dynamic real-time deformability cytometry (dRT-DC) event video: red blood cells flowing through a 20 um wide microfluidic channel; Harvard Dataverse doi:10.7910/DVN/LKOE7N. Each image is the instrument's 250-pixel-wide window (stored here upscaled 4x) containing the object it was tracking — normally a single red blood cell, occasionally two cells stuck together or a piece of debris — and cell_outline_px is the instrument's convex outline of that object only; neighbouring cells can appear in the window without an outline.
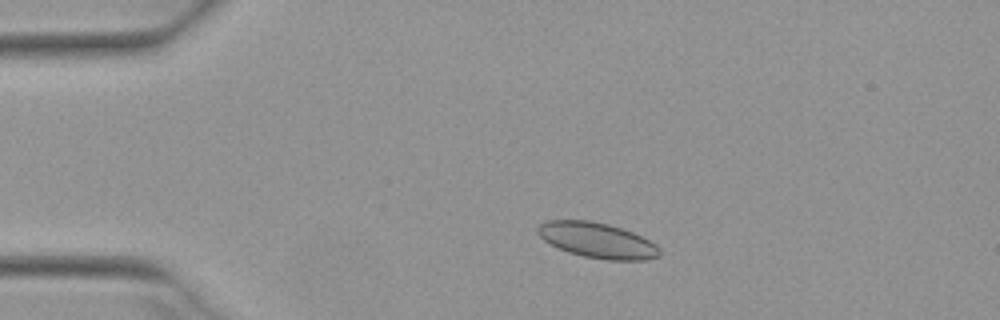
{"species": "Egyptian fruit bat (a non-hibernating species)", "species_latin": "Rousettus aegyptiacus", "temperature_condition": "warm", "stored_images_in_passage": 50, "camera_frame_rate_fps": 3000, "um_per_image_px": 0.085, "animal": {"sex": "female"}, "frame": {"image": 1, "passage_image": 9, "time_ms": 2.667, "image_size_px": [1000, 320], "cell_outline_px": [[660, 256], [648, 260], [604, 260], [584, 256], [568, 252], [556, 248], [544, 240], [536, 232], [536, 228], [540, 224], [548, 220], [588, 220], [608, 224], [632, 232], [656, 244], [660, 248]], "centroid_in_image_um": [50.75, 20.43], "position_along_channel_um": 34.2, "area_um2": 25.2}}
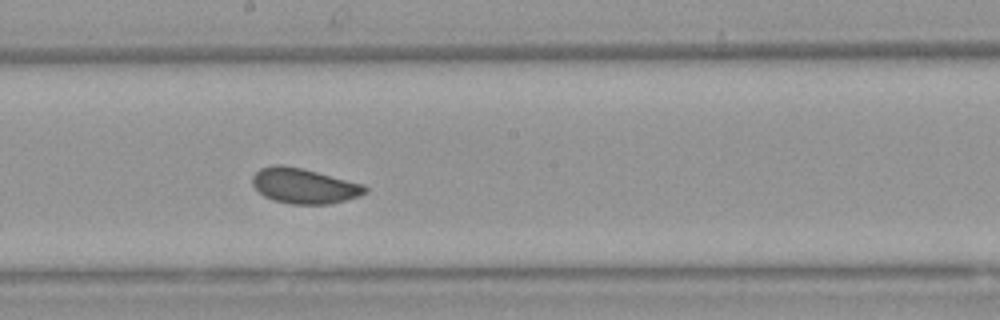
{"frame": {"image": 2, "passage_image": 27, "time_ms": 8.667, "image_size_px": [1000, 320], "cell_outline_px": [[368, 192], [360, 196], [328, 204], [288, 204], [272, 200], [264, 196], [252, 184], [252, 176], [260, 168], [272, 164], [284, 164], [304, 168], [364, 184], [368, 188]], "centroid_in_image_um": [25.84, 15.78], "position_along_channel_um": 222.4, "area_um2": 23.47}}
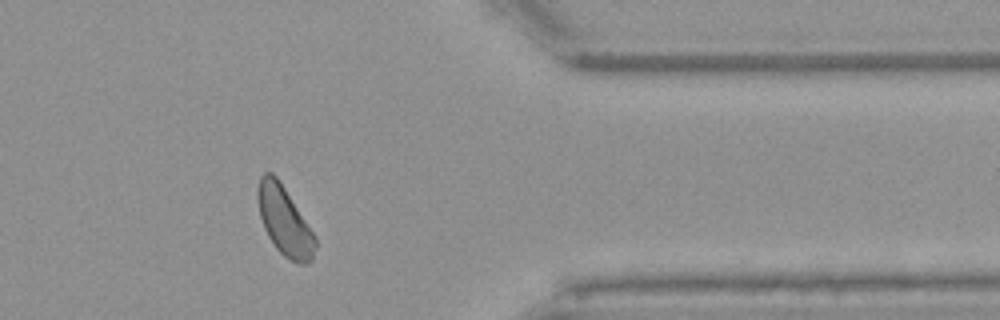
{"frame": {"image": 3, "passage_image": 41, "time_ms": 13.333, "image_size_px": [1000, 320], "cell_outline_px": [[316, 248], [312, 260], [308, 264], [300, 264], [284, 256], [276, 248], [268, 236], [264, 228], [260, 216], [256, 196], [256, 192], [260, 176], [264, 172], [272, 172], [276, 176], [316, 236]], "centroid_in_image_um": [24.17, 18.78], "position_along_channel_um": 387.2, "area_um2": 23.0}, "authors_computed_cell_mechanics": {"area_um2": 23.2067, "velocity_mm_per_s": 3.8984, "shape_relaxation_time_tau1_ms": 6.3264, "shape_relaxation_time_tau2_ms": 1.6433, "deformation_change_tau1": 0.0835, "deformation_change_tau2": 0.0569}}